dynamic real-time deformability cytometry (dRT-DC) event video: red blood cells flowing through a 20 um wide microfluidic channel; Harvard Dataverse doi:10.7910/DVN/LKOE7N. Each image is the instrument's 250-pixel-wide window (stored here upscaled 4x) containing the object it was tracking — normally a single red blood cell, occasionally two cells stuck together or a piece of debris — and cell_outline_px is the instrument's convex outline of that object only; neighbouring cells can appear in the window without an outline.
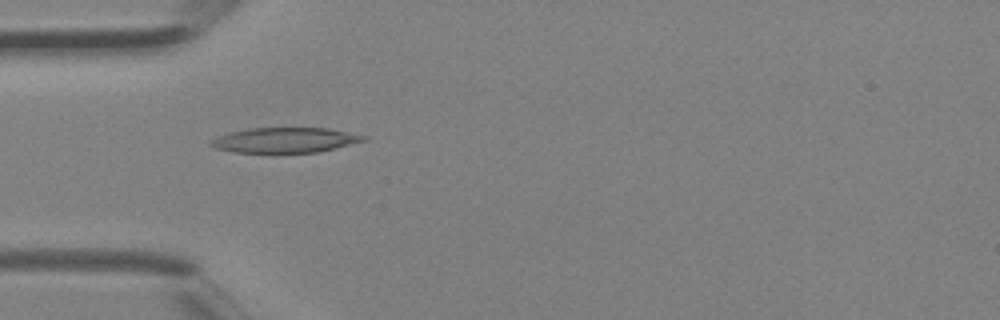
{"species": "Egyptian fruit bat (a non-hibernating species)", "species_latin": "Rousettus aegyptiacus", "temperature_condition": "room temperature", "stored_images_in_passage": 3, "camera_frame_rate_fps": 3000, "um_per_image_px": 0.085, "animal": {"sex": "female"}, "frame": {"image": 1, "passage_image": 3, "time_ms": 0.667, "image_size_px": [1000, 320], "cell_outline_px": [[368, 140], [336, 148], [316, 152], [232, 152], [212, 148], [208, 144], [208, 140], [232, 132], [248, 128], [328, 128], [368, 136]], "centroid_in_image_um": [24.21, 11.91], "position_along_channel_um": 60.8, "area_um2": 22.37}}